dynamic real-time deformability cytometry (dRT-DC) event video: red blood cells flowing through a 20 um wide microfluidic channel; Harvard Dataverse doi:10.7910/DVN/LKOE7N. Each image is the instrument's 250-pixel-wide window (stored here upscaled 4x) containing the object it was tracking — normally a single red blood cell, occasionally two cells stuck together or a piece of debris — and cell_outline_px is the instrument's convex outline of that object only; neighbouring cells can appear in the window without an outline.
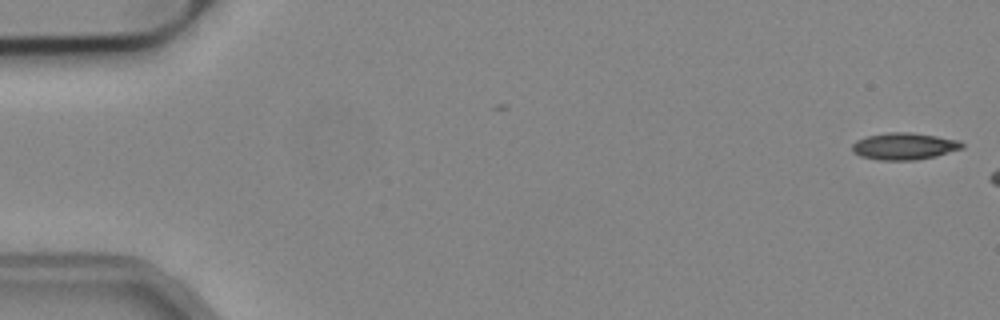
{"species": "common noctule bat (a hibernating species)", "species_latin": "Nyctalus noctula", "temperature_condition": "cold", "stored_images_in_passage": 7, "camera_frame_rate_fps": 3000, "um_per_image_px": 0.085, "animal": {"sex": "male", "body_mass_g": 19.2, "forearm_length_mm": 51.8}, "frame": {"image": 1, "passage_image": 1, "time_ms": 0.0, "image_size_px": [1000, 320], "cell_outline_px": [[964, 148], [936, 156], [916, 160], [880, 160], [860, 156], [852, 152], [852, 144], [856, 140], [868, 136], [888, 132], [912, 132], [960, 140], [964, 144]], "centroid_in_image_um": [76.87, 12.43], "position_along_channel_um": 8.1, "area_um2": 17.34}}